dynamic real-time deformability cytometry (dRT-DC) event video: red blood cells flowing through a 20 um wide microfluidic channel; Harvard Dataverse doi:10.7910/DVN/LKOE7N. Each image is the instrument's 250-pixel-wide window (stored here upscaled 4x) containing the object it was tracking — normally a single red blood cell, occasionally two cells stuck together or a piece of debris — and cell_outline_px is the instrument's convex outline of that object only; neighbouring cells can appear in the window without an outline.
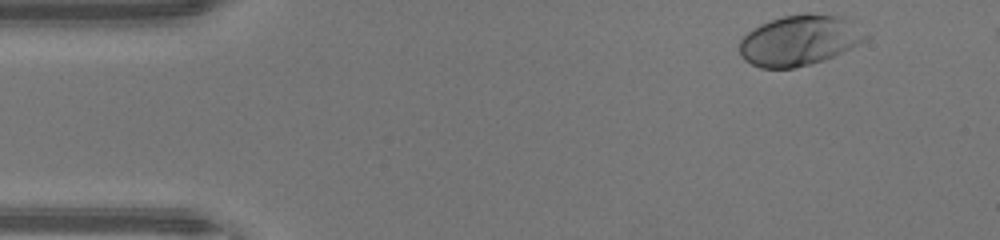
{"species": "human", "species_latin": "Homo sapiens", "temperature_condition": "warm", "stored_images_in_passage": 43, "camera_frame_rate_fps": 3000, "um_per_image_px": 0.085, "donor": {"sex": "male"}, "frame": {"image": 1, "passage_image": 1, "time_ms": 0.0, "image_size_px": [1000, 240], "cell_outline_px": [[872, 36], [824, 60], [792, 68], [760, 68], [744, 60], [740, 56], [740, 40], [748, 32], [760, 24], [784, 16], [804, 12], [812, 12], [844, 16]], "centroid_in_image_um": [67.95, 3.4], "position_along_channel_um": 17.0, "area_um2": 37.05}}
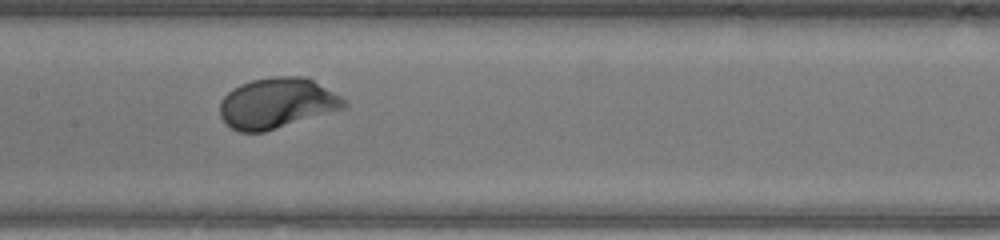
{"frame": {"image": 2, "passage_image": 19, "time_ms": 6.0, "image_size_px": [1000, 240], "cell_outline_px": [[348, 104], [344, 108], [264, 132], [240, 132], [232, 128], [220, 116], [220, 100], [232, 88], [240, 84], [252, 80], [272, 76], [304, 76], [312, 80], [340, 96]], "centroid_in_image_um": [23.51, 8.76], "position_along_channel_um": 183.9, "area_um2": 36.24}}
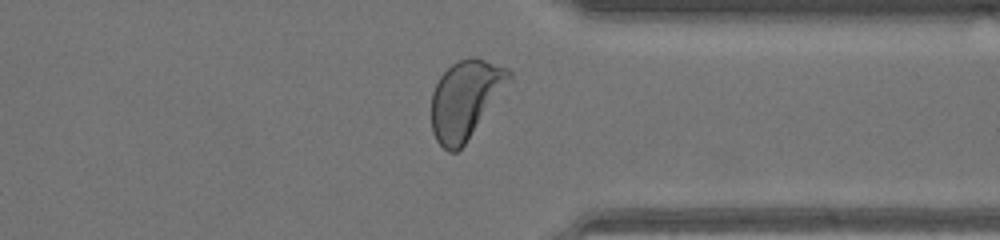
{"frame": {"image": 3, "passage_image": 32, "time_ms": 10.333, "image_size_px": [1000, 240], "cell_outline_px": [[512, 80], [464, 144], [456, 152], [448, 152], [436, 140], [432, 132], [432, 92], [440, 76], [452, 64], [460, 60], [472, 56], [476, 56], [508, 68], [512, 72]], "centroid_in_image_um": [39.58, 8.42], "position_along_channel_um": 371.8, "area_um2": 35.26}, "authors_computed_cell_mechanics": {"area_um2": 35.8938, "velocity_mm_per_s": 4.4207, "shape_relaxation_time_tau1_ms": 1.5661, "shape_relaxation_time_tau2_ms": null, "deformation_change_tau1": 0.1505, "deformation_change_tau2": null}}